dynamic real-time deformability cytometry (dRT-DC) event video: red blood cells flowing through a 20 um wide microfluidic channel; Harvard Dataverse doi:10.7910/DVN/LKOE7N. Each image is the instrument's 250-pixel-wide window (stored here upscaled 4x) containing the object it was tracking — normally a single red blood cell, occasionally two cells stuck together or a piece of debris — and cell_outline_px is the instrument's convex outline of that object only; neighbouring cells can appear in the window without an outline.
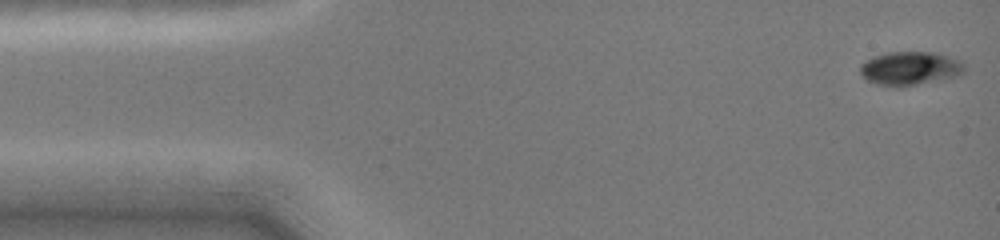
{"species": "common noctule bat (a hibernating species)", "species_latin": "Nyctalus noctula", "temperature_condition": "cold", "stored_images_in_passage": 47, "camera_frame_rate_fps": 3000, "um_per_image_px": 0.085, "animal": {"sex": "female", "body_mass_g": 19.0, "forearm_length_mm": 51.5}, "frame": {"image": 1, "passage_image": 1, "time_ms": 0.0, "image_size_px": [1000, 240], "cell_outline_px": [[964, 72], [956, 76], [900, 88], [896, 88], [876, 84], [868, 80], [860, 72], [860, 64], [872, 56], [888, 52], [936, 52], [960, 60], [964, 64]], "centroid_in_image_um": [77.33, 5.81], "position_along_channel_um": 7.7, "area_um2": 20.58}}
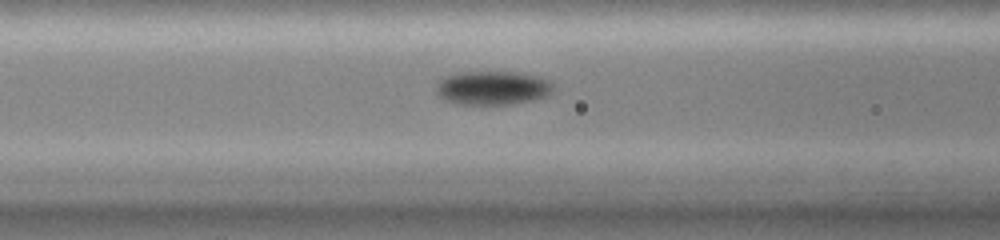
{"frame": {"image": 2, "passage_image": 26, "time_ms": 5.667, "image_size_px": [1000, 240], "cell_outline_px": [[552, 88], [548, 96], [532, 100], [512, 104], [456, 104], [444, 100], [436, 92], [436, 88], [440, 80], [448, 76], [460, 72], [516, 72], [536, 76], [548, 80], [552, 84]], "centroid_in_image_um": [41.86, 7.48], "position_along_channel_um": 124.7, "area_um2": 22.89}}
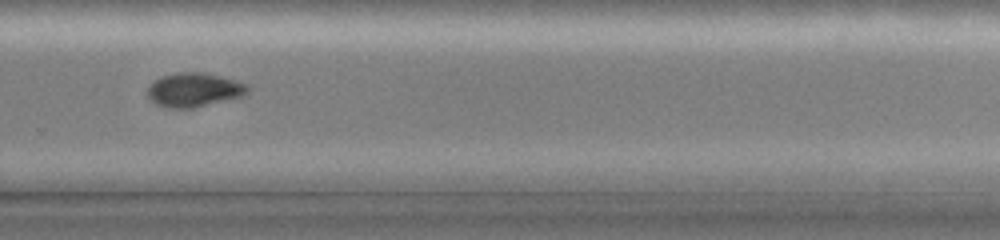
{"frame": {"image": 3, "passage_image": 44, "time_ms": 10.333, "image_size_px": [1000, 240], "cell_outline_px": [[248, 92], [240, 96], [192, 108], [168, 108], [156, 104], [148, 96], [148, 88], [156, 80], [164, 76], [180, 72], [196, 72], [216, 76], [248, 84]], "centroid_in_image_um": [16.46, 7.65], "position_along_channel_um": 313.3, "area_um2": 19.07}}